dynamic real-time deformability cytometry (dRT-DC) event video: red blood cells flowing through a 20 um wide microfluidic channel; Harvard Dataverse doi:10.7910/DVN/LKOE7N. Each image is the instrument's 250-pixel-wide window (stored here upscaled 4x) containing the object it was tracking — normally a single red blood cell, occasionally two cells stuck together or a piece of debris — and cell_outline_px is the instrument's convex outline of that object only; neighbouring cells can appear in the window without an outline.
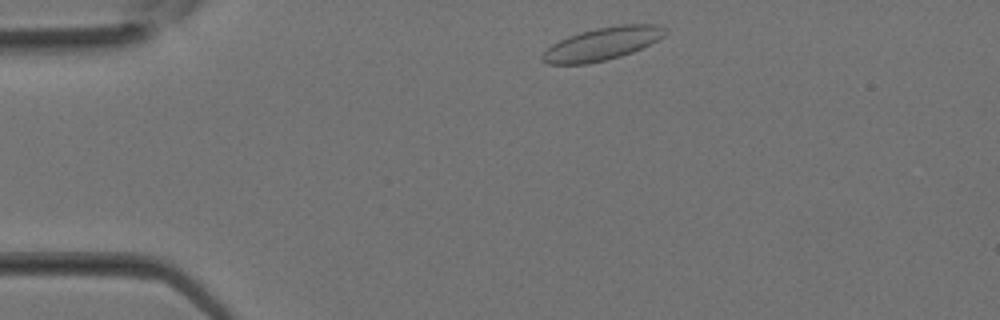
{"species": "Egyptian fruit bat (a non-hibernating species)", "species_latin": "Rousettus aegyptiacus", "temperature_condition": "room temperature", "stored_images_in_passage": 28, "camera_frame_rate_fps": 3000, "um_per_image_px": 0.085, "animal": {"sex": "female"}, "frame": {"image": 1, "passage_image": 2, "time_ms": 0.333, "image_size_px": [1000, 320], "cell_outline_px": [[668, 32], [664, 36], [632, 52], [620, 56], [588, 64], [548, 64], [540, 60], [540, 56], [552, 44], [568, 36], [580, 32], [596, 28], [620, 24], [656, 24], [668, 28]], "centroid_in_image_um": [51.19, 3.71], "position_along_channel_um": 33.8, "area_um2": 23.41}}
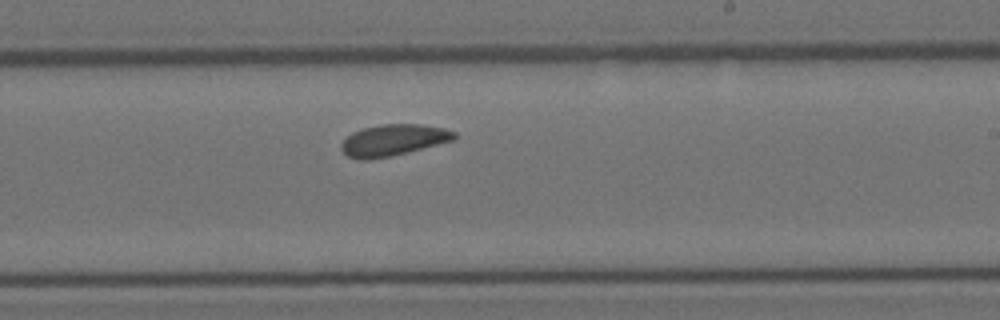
{"frame": {"image": 2, "passage_image": 15, "time_ms": 4.667, "image_size_px": [1000, 320], "cell_outline_px": [[456, 140], [388, 156], [368, 160], [360, 160], [348, 156], [340, 148], [340, 144], [352, 132], [364, 128], [380, 124], [420, 124], [444, 128], [456, 132]], "centroid_in_image_um": [33.43, 11.9], "position_along_channel_um": 255.6, "area_um2": 20.52}}
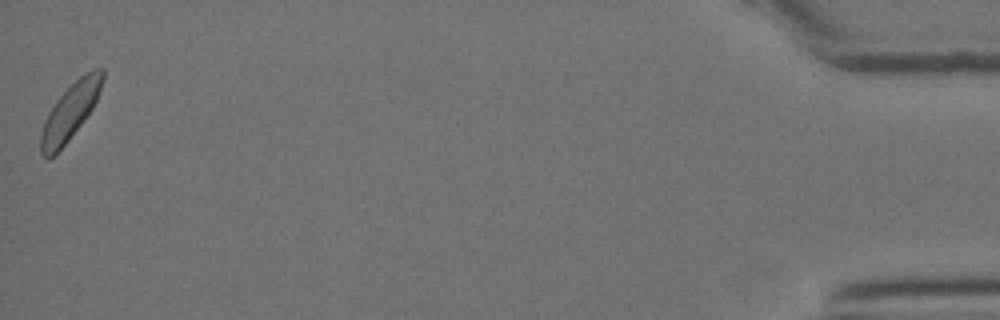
{"frame": {"image": 3, "passage_image": 28, "time_ms": 9.0, "image_size_px": [1000, 320], "cell_outline_px": [[104, 80], [96, 100], [92, 108], [84, 120], [68, 140], [48, 160], [40, 152], [40, 136], [44, 120], [48, 112], [56, 100], [84, 72], [92, 68], [104, 68]], "centroid_in_image_um": [5.97, 9.45], "position_along_channel_um": 429.2, "area_um2": 20.0}}